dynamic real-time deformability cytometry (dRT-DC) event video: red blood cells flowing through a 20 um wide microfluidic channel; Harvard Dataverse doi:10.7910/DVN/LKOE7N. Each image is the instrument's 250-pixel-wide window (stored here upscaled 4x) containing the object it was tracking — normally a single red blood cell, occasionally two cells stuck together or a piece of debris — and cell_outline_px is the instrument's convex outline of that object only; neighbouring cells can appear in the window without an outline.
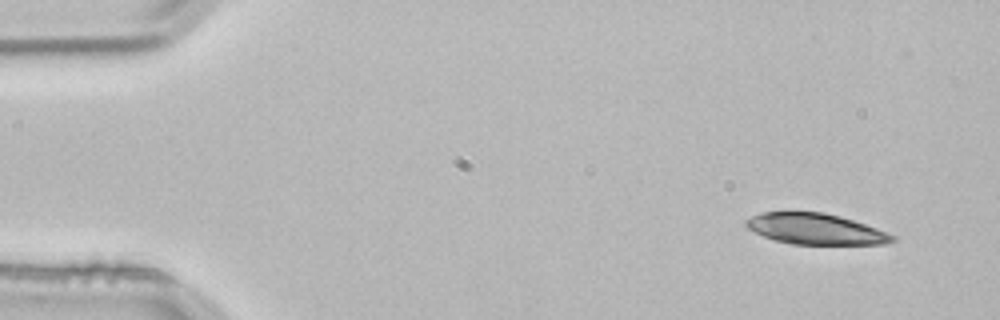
{"species": "common noctule bat (a hibernating species)", "species_latin": "Nyctalus noctula", "temperature_condition": "room temperature", "stored_images_in_passage": 3, "camera_frame_rate_fps": 3000, "um_per_image_px": 0.085, "animal": {"sex": "male", "body_mass_g": 21.5, "forearm_length_mm": 52.0}, "frame": {"image": 1, "passage_image": 1, "time_ms": 0.0, "image_size_px": [1000, 320], "cell_outline_px": [[896, 240], [884, 244], [792, 244], [776, 240], [764, 236], [748, 228], [744, 224], [744, 220], [760, 212], [824, 212], [840, 216], [888, 232], [896, 236]], "centroid_in_image_um": [69.32, 19.46], "position_along_channel_um": 15.7, "area_um2": 26.18}}
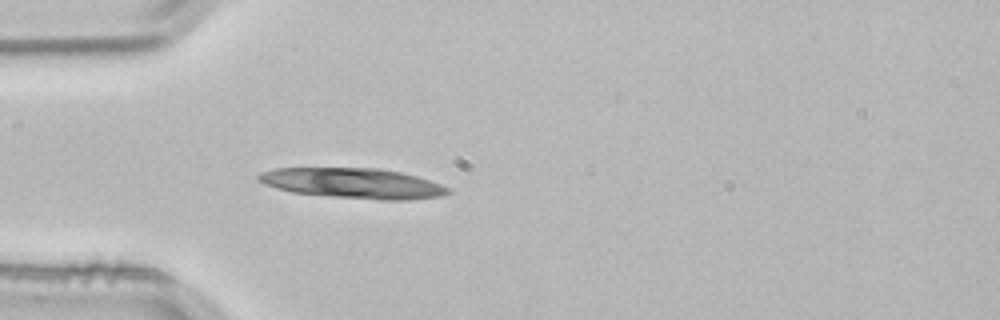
{"frame": {"image": 2, "passage_image": 3, "time_ms": 0.667, "image_size_px": [1000, 320], "cell_outline_px": [[452, 192], [444, 196], [412, 200], [380, 200], [332, 196], [292, 192], [276, 188], [264, 184], [256, 180], [256, 176], [260, 172], [276, 168], [380, 168], [400, 172], [416, 176], [440, 184], [448, 188]], "centroid_in_image_um": [30.01, 15.58], "position_along_channel_um": 55.0, "area_um2": 33.52}}